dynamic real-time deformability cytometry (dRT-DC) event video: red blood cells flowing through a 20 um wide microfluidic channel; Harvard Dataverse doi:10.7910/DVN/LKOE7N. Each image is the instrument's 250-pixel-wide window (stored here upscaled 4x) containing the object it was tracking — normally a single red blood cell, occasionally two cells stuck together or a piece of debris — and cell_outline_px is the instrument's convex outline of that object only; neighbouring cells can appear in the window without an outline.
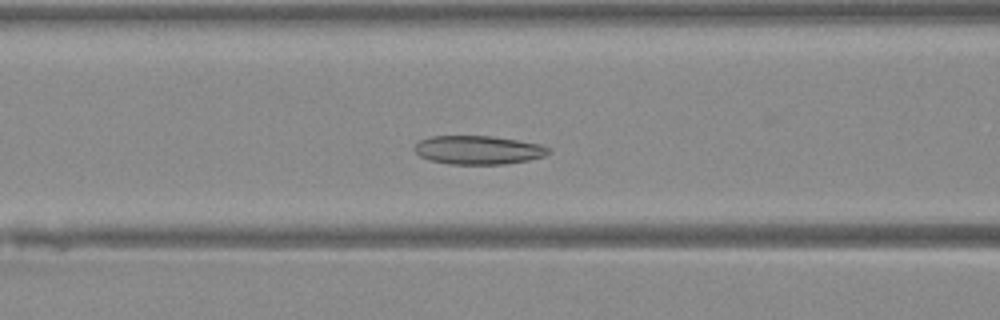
{"species": "Egyptian fruit bat (a non-hibernating species)", "species_latin": "Rousettus aegyptiacus", "temperature_condition": "warm", "stored_images_in_passage": 47, "camera_frame_rate_fps": 3000, "um_per_image_px": 0.085, "animal": {"sex": "female"}, "frame": {"image": 1, "passage_image": 19, "time_ms": 6.0, "image_size_px": [1000, 320], "cell_outline_px": [[552, 152], [544, 156], [528, 160], [504, 164], [448, 164], [428, 160], [420, 156], [412, 148], [420, 140], [432, 136], [492, 136], [540, 144], [552, 148]], "centroid_in_image_um": [40.66, 12.75], "position_along_channel_um": 125.9, "area_um2": 22.48}}
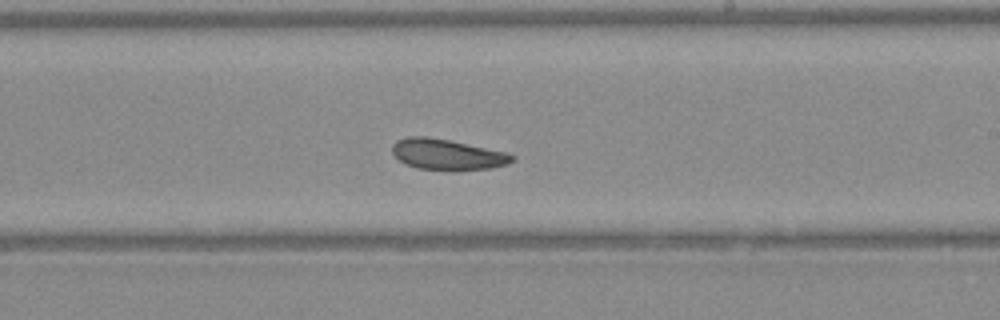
{"frame": {"image": 2, "passage_image": 28, "time_ms": 9.0, "image_size_px": [1000, 320], "cell_outline_px": [[516, 160], [508, 164], [492, 168], [452, 172], [416, 168], [404, 164], [392, 152], [392, 144], [396, 140], [408, 136], [428, 136], [508, 152], [516, 156]], "centroid_in_image_um": [38.05, 13.15], "position_along_channel_um": 251.0, "area_um2": 22.14}}
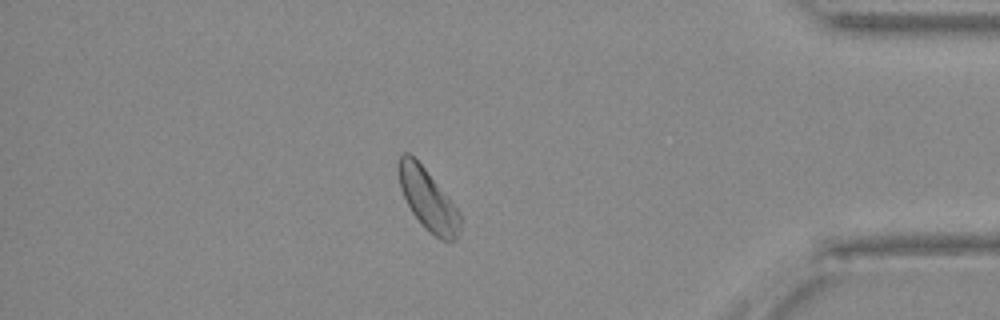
{"frame": {"image": 3, "passage_image": 41, "time_ms": 13.333, "image_size_px": [1000, 320], "cell_outline_px": [[460, 232], [456, 240], [440, 240], [424, 228], [420, 224], [412, 212], [400, 188], [396, 168], [400, 156], [404, 152], [408, 152], [424, 168], [460, 212]], "centroid_in_image_um": [36.35, 16.98], "position_along_channel_um": 398.9, "area_um2": 21.79}}